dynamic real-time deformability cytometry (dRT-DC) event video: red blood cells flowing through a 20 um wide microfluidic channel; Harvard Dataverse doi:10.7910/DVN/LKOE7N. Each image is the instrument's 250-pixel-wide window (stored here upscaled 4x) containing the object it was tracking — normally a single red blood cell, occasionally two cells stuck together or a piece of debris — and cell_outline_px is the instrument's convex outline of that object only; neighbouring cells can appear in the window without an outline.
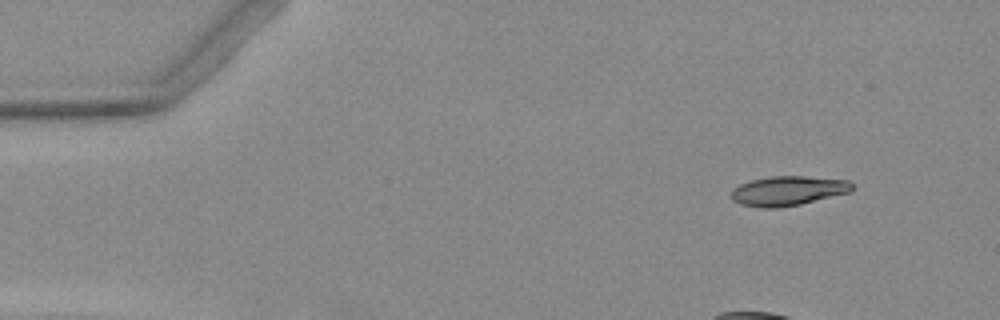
{"species": "Egyptian fruit bat (a non-hibernating species)", "species_latin": "Rousettus aegyptiacus", "temperature_condition": "warm", "stored_images_in_passage": 4, "camera_frame_rate_fps": 3000, "um_per_image_px": 0.085, "animal": {"sex": "female"}, "frame": {"image": 1, "passage_image": 1, "time_ms": 0.0, "image_size_px": [1000, 320], "cell_outline_px": [[852, 192], [800, 204], [776, 208], [760, 208], [740, 204], [732, 200], [732, 188], [740, 184], [752, 180], [772, 176], [804, 176], [848, 180], [852, 184]], "centroid_in_image_um": [66.97, 16.22], "position_along_channel_um": 18.0, "area_um2": 20.81}}
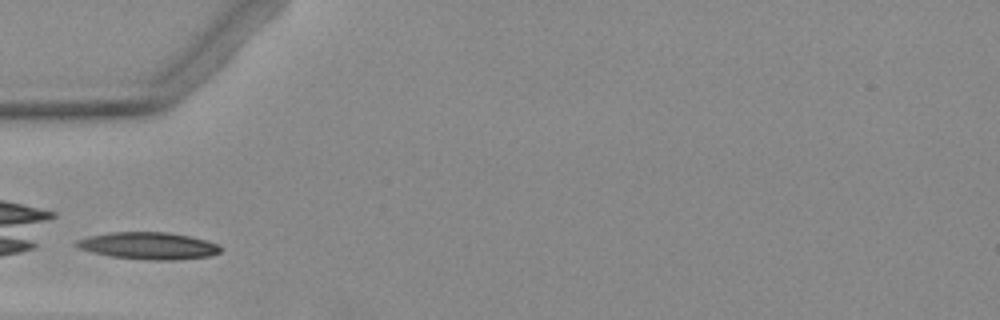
{"frame": {"image": 2, "passage_image": 4, "time_ms": 4.333, "image_size_px": [1000, 320], "cell_outline_px": [[220, 252], [208, 256], [176, 260], [148, 260], [112, 256], [92, 252], [76, 248], [72, 244], [76, 240], [88, 236], [112, 232], [168, 232], [188, 236], [204, 240], [216, 244], [220, 248]], "centroid_in_image_um": [12.54, 20.89], "position_along_channel_um": 72.5, "area_um2": 22.6}}